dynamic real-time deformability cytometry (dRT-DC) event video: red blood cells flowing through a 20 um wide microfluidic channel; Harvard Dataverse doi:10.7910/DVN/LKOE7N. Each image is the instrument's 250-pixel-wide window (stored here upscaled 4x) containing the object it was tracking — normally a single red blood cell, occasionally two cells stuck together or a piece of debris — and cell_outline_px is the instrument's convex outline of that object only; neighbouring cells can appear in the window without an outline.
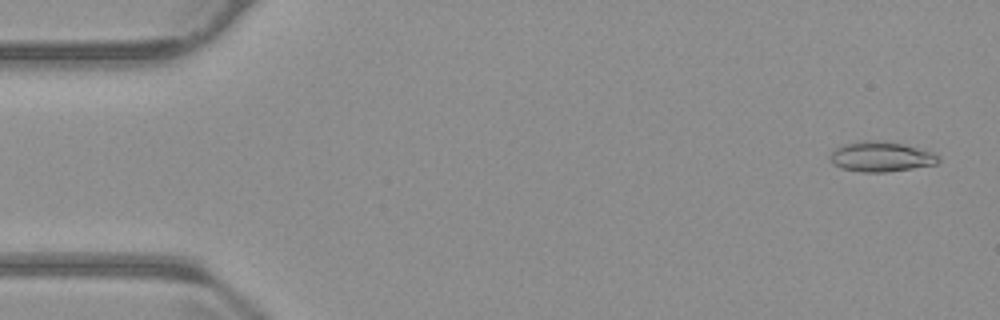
{"species": "common noctule bat (a hibernating species)", "species_latin": "Nyctalus noctula", "temperature_condition": "warm", "stored_images_in_passage": 56, "camera_frame_rate_fps": 3000, "um_per_image_px": 0.085, "animal": {"sex": "male", "body_mass_g": 23.1, "forearm_length_mm": 52.7}, "frame": {"image": 1, "passage_image": 3, "time_ms": 0.667, "image_size_px": [1000, 320], "cell_outline_px": [[940, 160], [936, 164], [888, 172], [860, 172], [840, 168], [832, 164], [828, 160], [828, 156], [836, 148], [844, 144], [860, 140], [880, 140], [904, 144], [932, 152], [940, 156]], "centroid_in_image_um": [74.84, 13.31], "position_along_channel_um": 10.2, "area_um2": 19.25}}
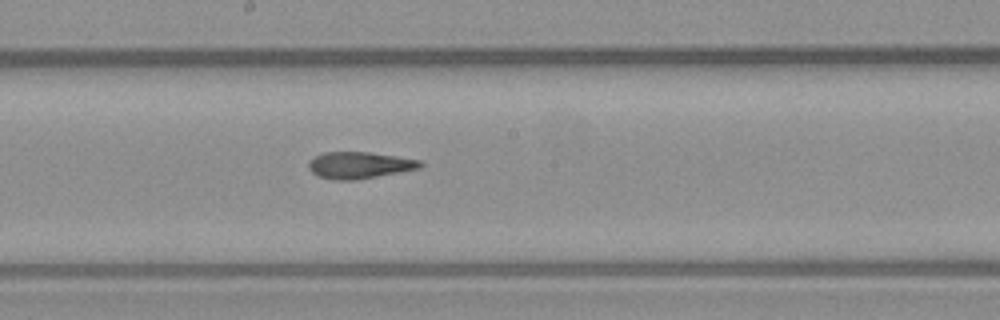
{"frame": {"image": 2, "passage_image": 30, "time_ms": 9.667, "image_size_px": [1000, 320], "cell_outline_px": [[424, 164], [420, 168], [400, 172], [356, 180], [332, 180], [320, 176], [312, 172], [308, 168], [308, 164], [316, 156], [324, 152], [368, 152], [396, 156], [420, 160]], "centroid_in_image_um": [30.57, 14.04], "position_along_channel_um": 217.6, "area_um2": 17.22}}
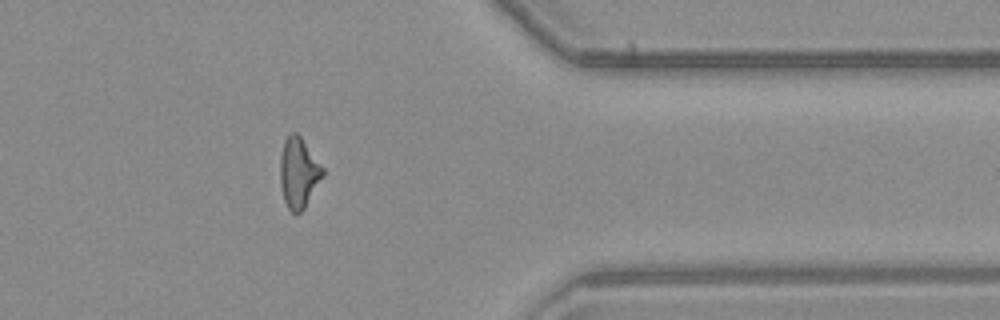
{"frame": {"image": 3, "passage_image": 45, "time_ms": 14.667, "image_size_px": [1000, 320], "cell_outline_px": [[324, 176], [304, 208], [296, 216], [288, 208], [284, 200], [280, 184], [280, 156], [284, 140], [292, 132], [296, 132], [300, 136], [324, 168]], "centroid_in_image_um": [25.38, 14.7], "position_along_channel_um": 386.0, "area_um2": 17.51}, "authors_computed_cell_mechanics": {"area_um2": 17.5423, "velocity_mm_per_s": 3.7395, "shape_relaxation_time_tau1_ms": null, "shape_relaxation_time_tau2_ms": 4.5001, "deformation_change_tau1": null, "deformation_change_tau2": 0.1405}}